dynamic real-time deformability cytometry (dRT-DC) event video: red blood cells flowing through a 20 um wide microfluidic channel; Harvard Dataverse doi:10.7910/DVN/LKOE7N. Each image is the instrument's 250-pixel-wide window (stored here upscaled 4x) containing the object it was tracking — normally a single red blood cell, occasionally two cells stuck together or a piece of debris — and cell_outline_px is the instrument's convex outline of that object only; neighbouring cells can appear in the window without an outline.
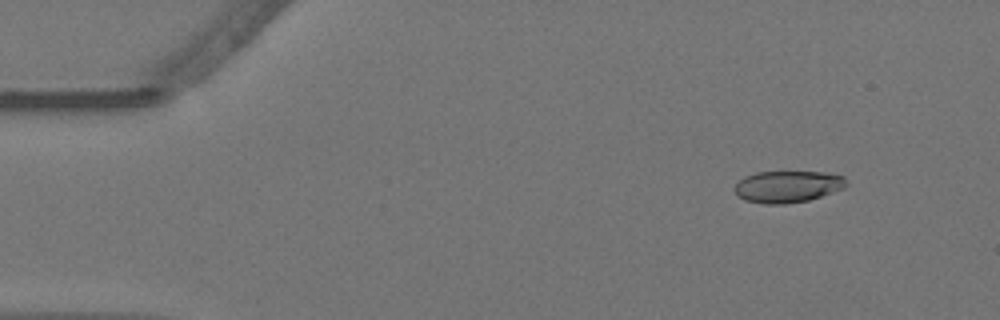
{"species": "Egyptian fruit bat (a non-hibernating species)", "species_latin": "Rousettus aegyptiacus", "temperature_condition": "warm", "stored_images_in_passage": 47, "camera_frame_rate_fps": 3000, "um_per_image_px": 0.085, "animal": {"sex": "female"}, "frame": {"image": 1, "passage_image": 6, "time_ms": 1.667, "image_size_px": [1000, 320], "cell_outline_px": [[848, 184], [844, 188], [808, 200], [784, 204], [764, 204], [744, 200], [736, 196], [732, 188], [744, 176], [756, 172], [824, 172], [844, 176]], "centroid_in_image_um": [66.9, 15.86], "position_along_channel_um": 18.1, "area_um2": 20.81}}
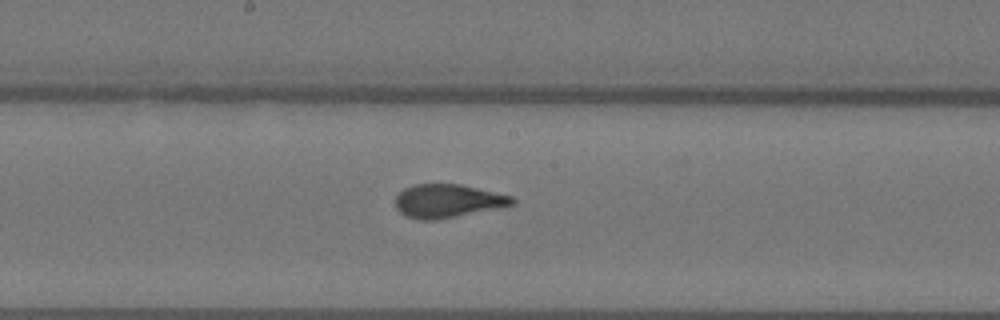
{"frame": {"image": 2, "passage_image": 30, "time_ms": 9.667, "image_size_px": [1000, 320], "cell_outline_px": [[516, 204], [436, 220], [420, 220], [404, 216], [396, 208], [396, 196], [404, 188], [416, 184], [460, 184], [512, 196], [516, 200]], "centroid_in_image_um": [38.03, 17.08], "position_along_channel_um": 210.2, "area_um2": 22.6}}
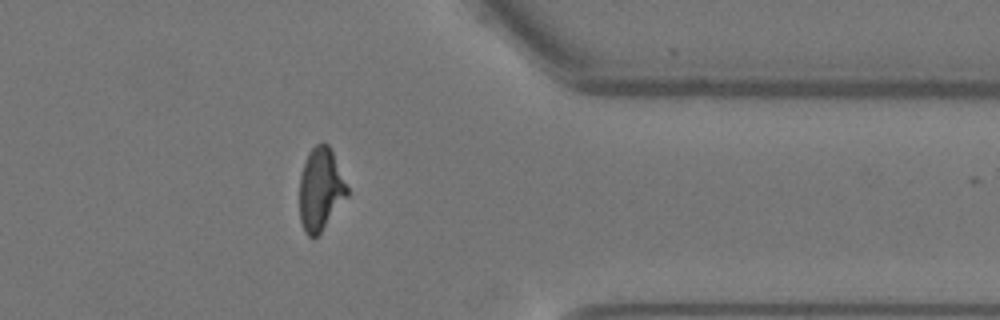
{"frame": {"image": 3, "passage_image": 46, "time_ms": 15.0, "image_size_px": [1000, 320], "cell_outline_px": [[348, 196], [320, 232], [316, 236], [308, 236], [304, 232], [300, 220], [300, 176], [304, 164], [312, 148], [316, 144], [328, 144], [332, 152], [348, 188]], "centroid_in_image_um": [27.24, 16.11], "position_along_channel_um": 384.2, "area_um2": 22.43}}